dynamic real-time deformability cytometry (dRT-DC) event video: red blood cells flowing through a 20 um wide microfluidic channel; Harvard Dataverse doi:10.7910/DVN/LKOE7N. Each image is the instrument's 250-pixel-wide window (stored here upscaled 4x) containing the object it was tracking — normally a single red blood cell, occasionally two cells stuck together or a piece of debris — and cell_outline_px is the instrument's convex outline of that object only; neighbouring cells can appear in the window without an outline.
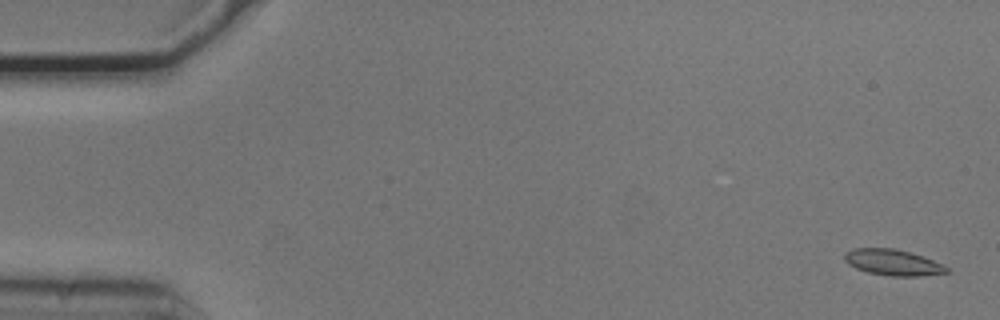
{"species": "common noctule bat (a hibernating species)", "species_latin": "Nyctalus noctula", "temperature_condition": "cold", "stored_images_in_passage": 54, "camera_frame_rate_fps": 3000, "um_per_image_px": 0.085, "animal": {"sex": "male", "body_mass_g": 20.5, "forearm_length_mm": 52.5}, "frame": {"image": 1, "passage_image": 2, "time_ms": 0.333, "image_size_px": [1000, 320], "cell_outline_px": [[948, 272], [920, 276], [892, 276], [868, 272], [856, 268], [848, 264], [844, 260], [844, 252], [852, 248], [896, 248], [944, 264], [948, 268]], "centroid_in_image_um": [75.85, 22.3], "position_along_channel_um": 9.1, "area_um2": 15.37}}
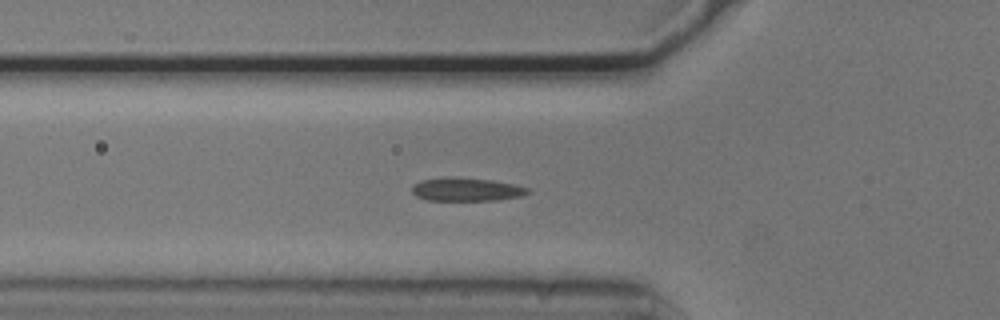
{"frame": {"image": 2, "passage_image": 19, "time_ms": 6.0, "image_size_px": [1000, 320], "cell_outline_px": [[532, 192], [520, 196], [496, 200], [428, 200], [416, 196], [412, 192], [412, 184], [420, 180], [444, 176], [456, 176], [492, 180], [512, 184], [528, 188]], "centroid_in_image_um": [39.59, 16.08], "position_along_channel_um": 86.2, "area_um2": 15.95}}
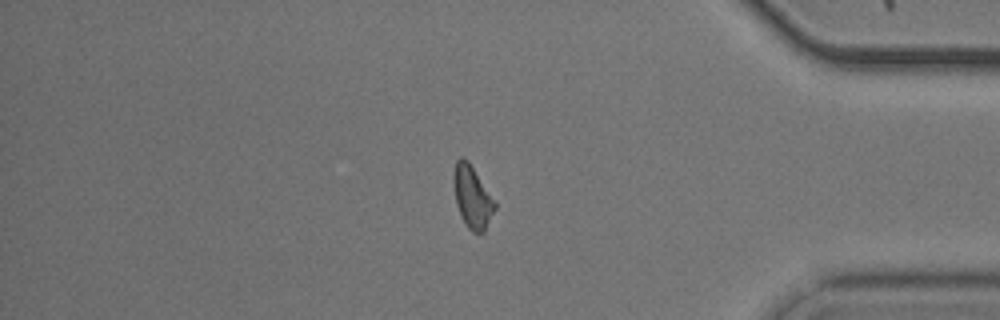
{"frame": {"image": 3, "passage_image": 46, "time_ms": 15.0, "image_size_px": [1000, 320], "cell_outline_px": [[496, 208], [484, 232], [472, 232], [468, 228], [460, 216], [456, 204], [452, 180], [452, 176], [456, 160], [460, 156], [464, 156], [468, 160], [496, 200]], "centroid_in_image_um": [40.14, 16.7], "position_along_channel_um": 395.1, "area_um2": 15.37}, "authors_computed_cell_mechanics": {"area_um2": 15.4037, "velocity_mm_per_s": 3.7402, "shape_relaxation_time_tau1_ms": 3.126, "shape_relaxation_time_tau2_ms": 2.4366, "deformation_change_tau1": 0.1319, "deformation_change_tau2": 0.085}}